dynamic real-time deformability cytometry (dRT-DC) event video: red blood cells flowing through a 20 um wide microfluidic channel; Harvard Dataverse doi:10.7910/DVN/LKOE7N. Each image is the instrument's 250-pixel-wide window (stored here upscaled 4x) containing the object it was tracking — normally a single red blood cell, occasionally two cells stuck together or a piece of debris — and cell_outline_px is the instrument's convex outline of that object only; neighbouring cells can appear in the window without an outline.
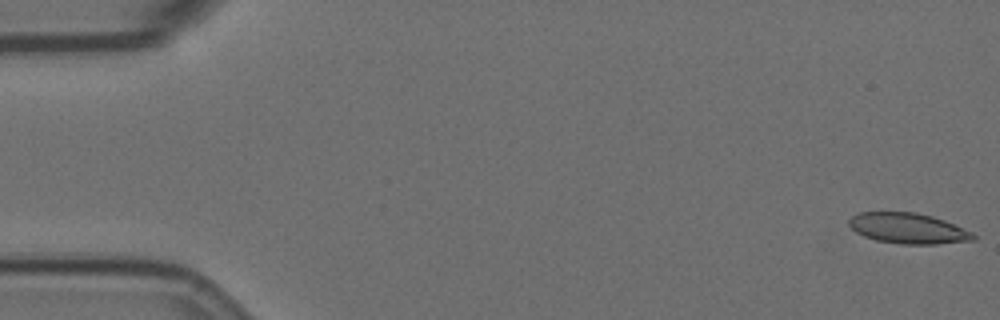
{"species": "Egyptian fruit bat (a non-hibernating species)", "species_latin": "Rousettus aegyptiacus", "temperature_condition": "room temperature", "stored_images_in_passage": 58, "camera_frame_rate_fps": 3000, "um_per_image_px": 0.085, "animal": {"sex": "female"}, "frame": {"image": 1, "passage_image": 1, "time_ms": 0.0, "image_size_px": [1000, 320], "cell_outline_px": [[976, 240], [936, 244], [900, 244], [876, 240], [864, 236], [856, 232], [848, 224], [848, 220], [852, 216], [860, 212], [916, 212], [932, 216], [944, 220], [972, 232], [976, 236]], "centroid_in_image_um": [77.19, 19.41], "position_along_channel_um": 7.8, "area_um2": 22.14}}
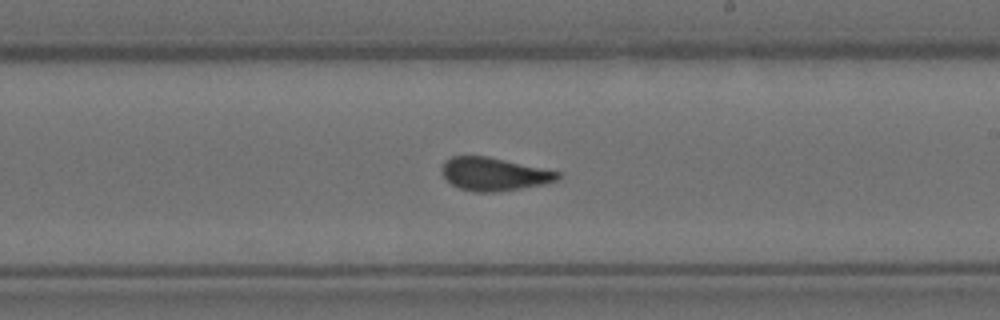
{"frame": {"image": 2, "passage_image": 33, "time_ms": 10.667, "image_size_px": [1000, 320], "cell_outline_px": [[560, 176], [556, 180], [544, 184], [496, 192], [472, 192], [460, 188], [452, 184], [444, 176], [440, 168], [444, 160], [452, 156], [488, 156], [560, 172]], "centroid_in_image_um": [41.95, 14.79], "position_along_channel_um": 247.1, "area_um2": 22.25}}
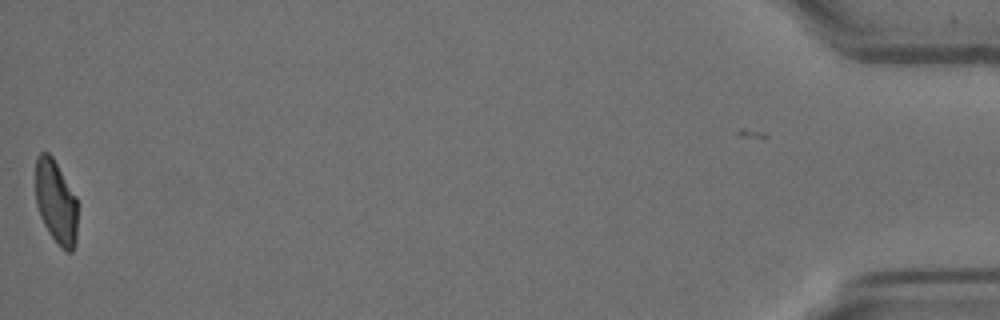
{"frame": {"image": 3, "passage_image": 57, "time_ms": 18.667, "image_size_px": [1000, 320], "cell_outline_px": [[76, 244], [72, 252], [64, 252], [60, 248], [48, 232], [40, 216], [36, 204], [36, 156], [40, 152], [48, 152], [52, 156], [76, 196]], "centroid_in_image_um": [4.75, 17.2], "position_along_channel_um": 430.5, "area_um2": 20.58}, "authors_computed_cell_mechanics": {"area_um2": 22.5998, "velocity_mm_per_s": 3.5449, "shape_relaxation_time_tau1_ms": null, "shape_relaxation_time_tau2_ms": 0.8309, "deformation_change_tau1": null, "deformation_change_tau2": 0.0575}}